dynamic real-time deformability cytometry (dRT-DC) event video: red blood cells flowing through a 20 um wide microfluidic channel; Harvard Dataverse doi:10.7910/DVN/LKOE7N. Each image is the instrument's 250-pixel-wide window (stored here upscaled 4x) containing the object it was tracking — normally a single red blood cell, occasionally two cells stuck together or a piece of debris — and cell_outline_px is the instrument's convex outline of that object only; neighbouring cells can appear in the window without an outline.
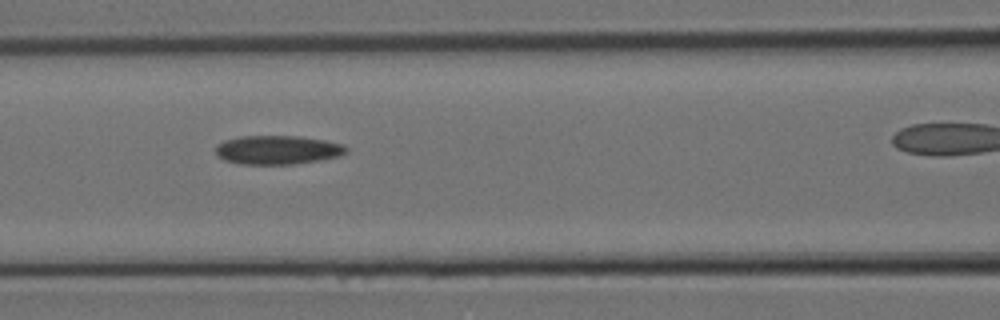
{"species": "Egyptian fruit bat (a non-hibernating species)", "species_latin": "Rousettus aegyptiacus", "temperature_condition": "room temperature", "stored_images_in_passage": 7, "segment_of_instrument_passage": [1, 2], "camera_frame_rate_fps": 3000, "um_per_image_px": 0.085, "animal": {"sex": "female"}, "frame": {"image": 1, "passage_image": 5, "time_ms": 1.333, "image_size_px": [1000, 320], "cell_outline_px": [[348, 152], [340, 156], [320, 160], [292, 164], [240, 164], [224, 160], [216, 156], [216, 144], [224, 140], [240, 136], [300, 136], [324, 140], [344, 144], [348, 148]], "centroid_in_image_um": [23.59, 12.74], "position_along_channel_um": 143.0, "area_um2": 22.2}}
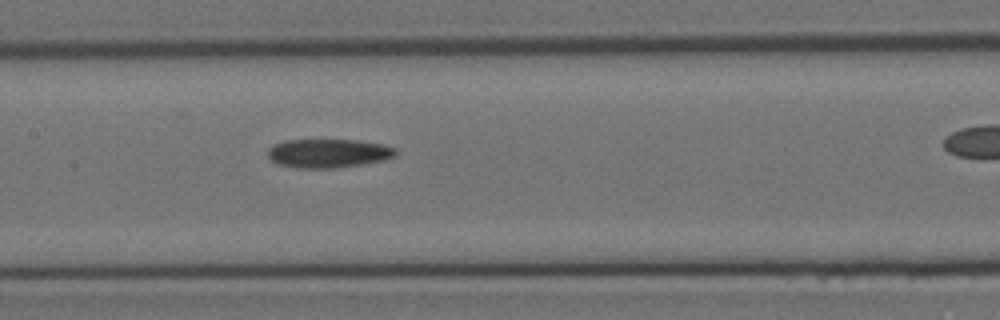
{"frame": {"image": 2, "passage_image": 6, "time_ms": 1.667, "image_size_px": [1000, 320], "cell_outline_px": [[396, 156], [384, 160], [336, 168], [300, 168], [276, 164], [268, 156], [268, 148], [284, 140], [356, 140], [380, 144], [396, 148]], "centroid_in_image_um": [27.89, 13.03], "position_along_channel_um": 179.5, "area_um2": 21.33}}